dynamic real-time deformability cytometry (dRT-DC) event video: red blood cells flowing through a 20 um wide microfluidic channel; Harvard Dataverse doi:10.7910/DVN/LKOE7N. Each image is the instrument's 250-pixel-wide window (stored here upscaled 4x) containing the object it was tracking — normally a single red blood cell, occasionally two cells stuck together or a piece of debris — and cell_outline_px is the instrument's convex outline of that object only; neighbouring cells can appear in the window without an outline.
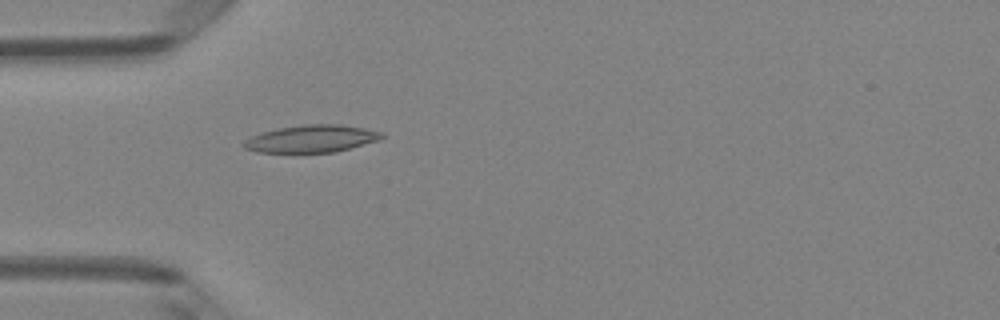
{"species": "Egyptian fruit bat (a non-hibernating species)", "species_latin": "Rousettus aegyptiacus", "temperature_condition": "room temperature", "stored_images_in_passage": 4, "camera_frame_rate_fps": 3000, "um_per_image_px": 0.085, "animal": {"sex": "female"}, "frame": {"image": 1, "passage_image": 4, "time_ms": 1.0, "image_size_px": [1000, 320], "cell_outline_px": [[384, 136], [380, 140], [336, 152], [256, 152], [244, 148], [240, 144], [244, 140], [252, 136], [264, 132], [280, 128], [300, 124], [340, 124], [364, 128], [384, 132]], "centroid_in_image_um": [26.5, 11.79], "position_along_channel_um": 58.5, "area_um2": 22.08}}